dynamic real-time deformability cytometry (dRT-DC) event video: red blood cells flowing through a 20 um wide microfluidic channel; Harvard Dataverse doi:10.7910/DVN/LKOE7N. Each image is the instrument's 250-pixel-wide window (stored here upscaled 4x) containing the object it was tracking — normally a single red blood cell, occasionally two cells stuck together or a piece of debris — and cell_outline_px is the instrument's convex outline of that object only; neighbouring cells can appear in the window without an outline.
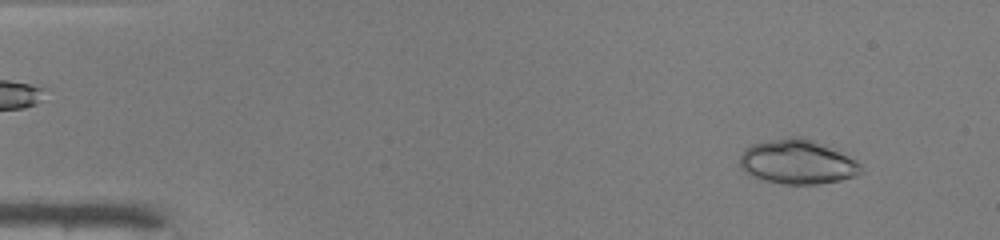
{"species": "common noctule bat (a hibernating species)", "species_latin": "Nyctalus noctula", "temperature_condition": "warm", "stored_images_in_passage": 48, "camera_frame_rate_fps": 3000, "um_per_image_px": 0.085, "animal": {"sex": "male", "body_mass_g": 19.0, "forearm_length_mm": 50.8}, "frame": {"image": 1, "passage_image": 4, "time_ms": 1.0, "image_size_px": [1000, 240], "cell_outline_px": [[864, 172], [856, 176], [840, 180], [816, 184], [784, 184], [764, 180], [752, 176], [744, 172], [740, 168], [740, 156], [744, 148], [752, 144], [768, 140], [788, 136], [800, 136], [824, 144], [856, 160], [860, 164]], "centroid_in_image_um": [67.77, 13.76], "position_along_channel_um": 17.2, "area_um2": 31.5}}
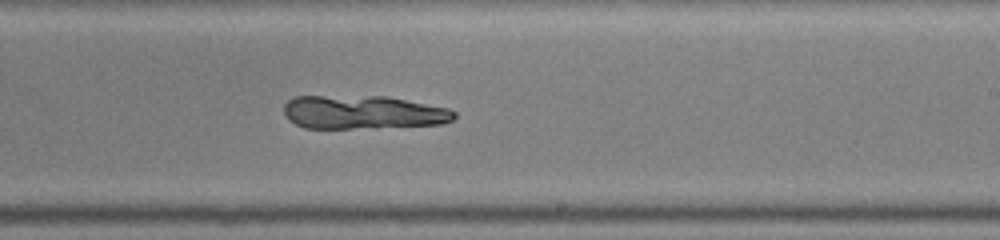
{"frame": {"image": 2, "passage_image": 29, "time_ms": 9.333, "image_size_px": [1000, 240], "cell_outline_px": [[456, 116], [452, 120], [440, 124], [376, 128], [304, 128], [288, 120], [284, 112], [284, 104], [288, 100], [296, 96], [384, 96], [448, 108], [456, 112]], "centroid_in_image_um": [30.83, 9.55], "position_along_channel_um": 258.2, "area_um2": 33.35}}
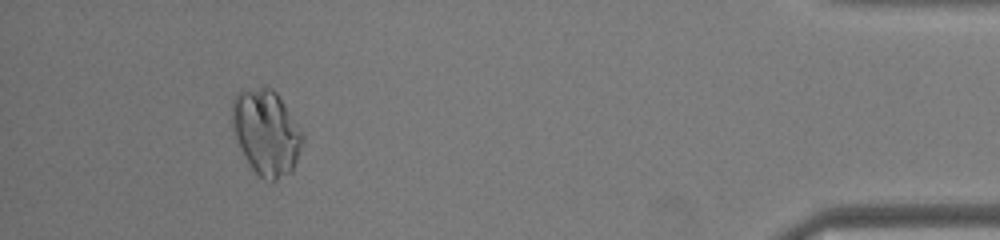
{"frame": {"image": 3, "passage_image": 44, "time_ms": 14.333, "image_size_px": [1000, 240], "cell_outline_px": [[304, 140], [292, 172], [276, 180], [264, 180], [252, 168], [244, 156], [240, 148], [232, 128], [232, 100], [236, 92], [260, 88], [272, 88], [276, 92], [304, 132]], "centroid_in_image_um": [22.64, 11.26], "position_along_channel_um": 412.6, "area_um2": 35.03}}